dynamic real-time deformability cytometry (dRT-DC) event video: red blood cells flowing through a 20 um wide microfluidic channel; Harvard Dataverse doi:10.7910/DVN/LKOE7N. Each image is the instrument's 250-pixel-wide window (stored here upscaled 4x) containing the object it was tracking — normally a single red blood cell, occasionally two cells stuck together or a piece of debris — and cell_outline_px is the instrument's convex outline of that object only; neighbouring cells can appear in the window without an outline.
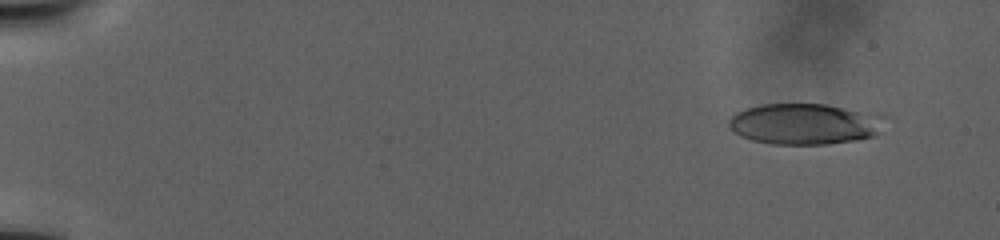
{"species": "human", "species_latin": "Homo sapiens", "temperature_condition": "warm", "stored_images_in_passage": 72, "camera_frame_rate_fps": 3000, "um_per_image_px": 0.085, "donor": {"sex": "male"}, "frame": {"image": 1, "passage_image": 7, "time_ms": 3.0, "image_size_px": [1000, 240], "cell_outline_px": [[892, 116], [880, 132], [876, 136], [856, 140], [828, 144], [772, 144], [752, 140], [740, 136], [732, 132], [728, 128], [728, 120], [736, 112], [760, 104], [824, 104], [872, 112]], "centroid_in_image_um": [68.49, 10.53], "position_along_channel_um": 16.5, "area_um2": 38.09}}
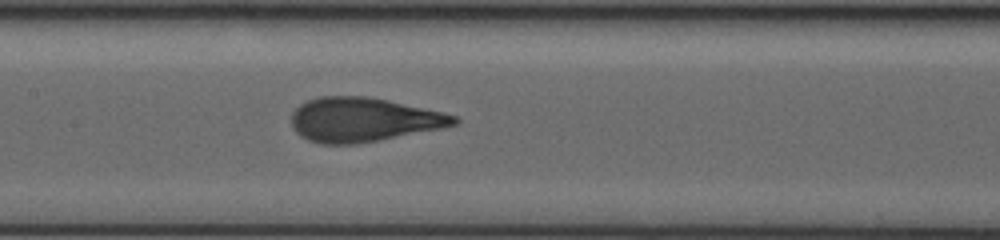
{"frame": {"image": 2, "passage_image": 43, "time_ms": 21.667, "image_size_px": [1000, 240], "cell_outline_px": [[460, 124], [444, 128], [356, 144], [320, 144], [308, 140], [300, 136], [292, 128], [292, 112], [300, 104], [308, 100], [320, 96], [368, 96], [388, 100], [444, 112], [456, 116], [460, 120]], "centroid_in_image_um": [30.9, 10.17], "position_along_channel_um": 176.5, "area_um2": 42.14}}
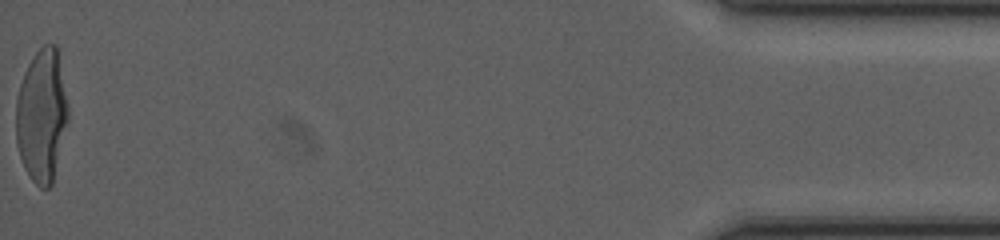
{"frame": {"image": 3, "passage_image": 72, "time_ms": 41.333, "image_size_px": [1000, 240], "cell_outline_px": [[68, 120], [52, 184], [48, 188], [40, 188], [32, 180], [24, 168], [16, 144], [16, 100], [20, 84], [24, 72], [28, 64], [36, 52], [44, 44], [56, 44], [68, 108]], "centroid_in_image_um": [3.53, 9.84], "position_along_channel_um": 431.7, "area_um2": 40.11}}